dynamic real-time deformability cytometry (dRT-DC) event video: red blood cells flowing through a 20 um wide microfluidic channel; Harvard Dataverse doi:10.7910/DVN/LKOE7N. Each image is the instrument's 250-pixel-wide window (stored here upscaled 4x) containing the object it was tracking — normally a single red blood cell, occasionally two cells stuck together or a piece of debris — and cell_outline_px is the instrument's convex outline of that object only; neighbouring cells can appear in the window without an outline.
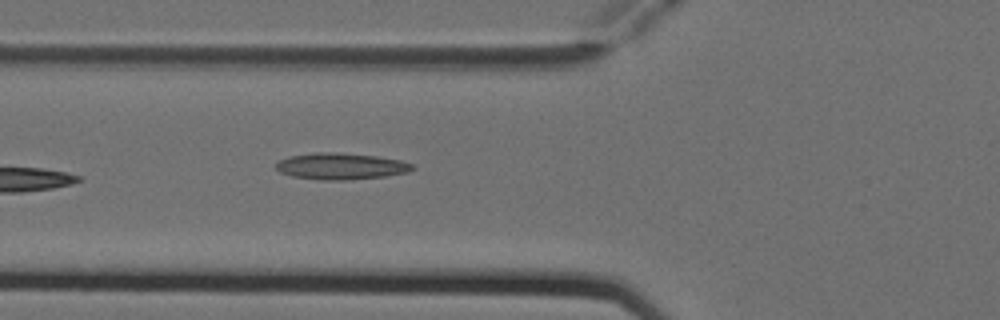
{"species": "Egyptian fruit bat (a non-hibernating species)", "species_latin": "Rousettus aegyptiacus", "temperature_condition": "cold", "stored_images_in_passage": 5, "camera_frame_rate_fps": 3000, "um_per_image_px": 0.085, "animal": {"sex": "female"}, "frame": {"image": 1, "passage_image": 5, "time_ms": 1.333, "image_size_px": [1000, 320], "cell_outline_px": [[416, 168], [408, 172], [384, 176], [348, 180], [320, 180], [292, 176], [280, 172], [276, 168], [276, 164], [280, 160], [288, 156], [316, 152], [340, 152], [376, 156], [400, 160], [412, 164]], "centroid_in_image_um": [28.97, 14.12], "position_along_channel_um": 96.8, "area_um2": 21.1}}